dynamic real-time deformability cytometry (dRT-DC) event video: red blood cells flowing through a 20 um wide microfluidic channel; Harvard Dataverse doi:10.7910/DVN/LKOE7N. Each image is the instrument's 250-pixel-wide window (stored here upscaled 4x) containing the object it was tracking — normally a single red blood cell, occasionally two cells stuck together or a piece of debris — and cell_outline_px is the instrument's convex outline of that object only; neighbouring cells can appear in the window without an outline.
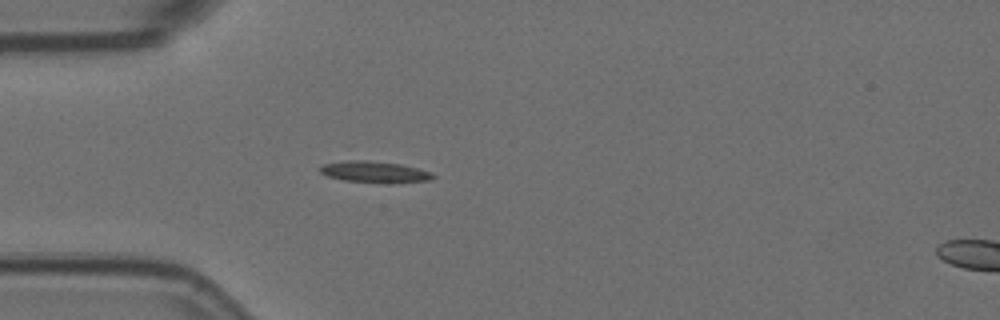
{"species": "Egyptian fruit bat (a non-hibernating species)", "species_latin": "Rousettus aegyptiacus", "temperature_condition": "room temperature", "stored_images_in_passage": 45, "camera_frame_rate_fps": 3000, "um_per_image_px": 0.085, "animal": {"sex": "female"}, "frame": {"image": 1, "passage_image": 4, "time_ms": 1.0, "image_size_px": [1000, 320], "cell_outline_px": [[436, 176], [428, 180], [344, 180], [328, 176], [320, 172], [320, 168], [324, 164], [344, 160], [368, 160], [400, 164], [432, 172]], "centroid_in_image_um": [31.75, 14.54], "position_along_channel_um": 53.2, "area_um2": 12.89}}
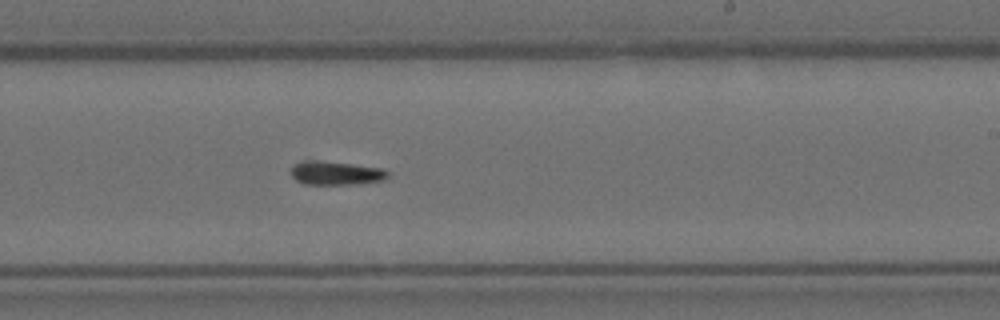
{"frame": {"image": 2, "passage_image": 22, "time_ms": 7.0, "image_size_px": [1000, 320], "cell_outline_px": [[388, 176], [384, 180], [360, 184], [304, 184], [296, 180], [292, 176], [292, 164], [304, 160], [316, 160], [352, 164], [384, 168], [388, 172]], "centroid_in_image_um": [28.55, 14.71], "position_along_channel_um": 260.4, "area_um2": 13.47}}
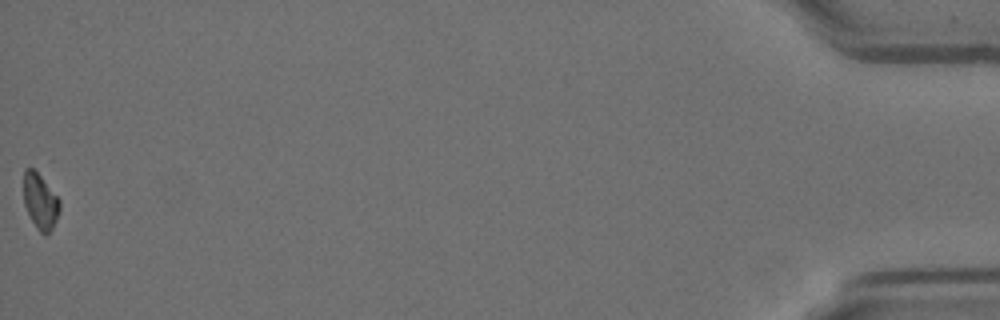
{"frame": {"image": 3, "passage_image": 45, "time_ms": 14.667, "image_size_px": [1000, 320], "cell_outline_px": [[60, 208], [56, 220], [52, 228], [44, 236], [36, 228], [24, 204], [24, 168], [32, 168], [40, 176], [60, 200]], "centroid_in_image_um": [3.42, 17.13], "position_along_channel_um": 431.8, "area_um2": 11.39}}